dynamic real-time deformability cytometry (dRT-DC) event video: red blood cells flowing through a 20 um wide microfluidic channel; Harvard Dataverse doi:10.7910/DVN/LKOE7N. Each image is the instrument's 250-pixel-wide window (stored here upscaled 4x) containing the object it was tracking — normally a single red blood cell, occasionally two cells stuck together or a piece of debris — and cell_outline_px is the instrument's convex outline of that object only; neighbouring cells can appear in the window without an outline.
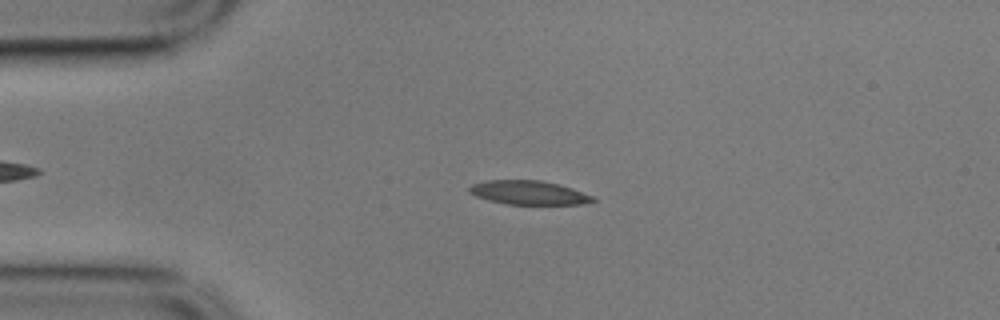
{"species": "common noctule bat (a hibernating species)", "species_latin": "Nyctalus noctula", "temperature_condition": "cold", "stored_images_in_passage": 56, "camera_frame_rate_fps": 3000, "um_per_image_px": 0.085, "animal": {"sex": "male", "body_mass_g": 17.9}, "frame": {"image": 1, "passage_image": 12, "time_ms": 3.667, "image_size_px": [1000, 320], "cell_outline_px": [[596, 200], [580, 204], [508, 204], [488, 200], [476, 196], [468, 192], [468, 188], [472, 184], [488, 180], [540, 180], [572, 188], [592, 196]], "centroid_in_image_um": [44.89, 16.37], "position_along_channel_um": 40.1, "area_um2": 16.99}}
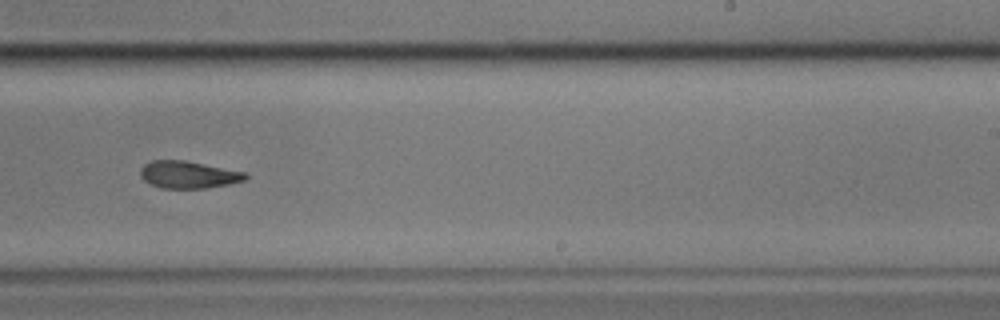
{"frame": {"image": 2, "passage_image": 34, "time_ms": 11.0, "image_size_px": [1000, 320], "cell_outline_px": [[248, 176], [244, 180], [228, 184], [208, 188], [160, 188], [144, 180], [140, 176], [140, 168], [144, 164], [152, 160], [184, 160], [248, 172]], "centroid_in_image_um": [16.02, 14.84], "position_along_channel_um": 273.0, "area_um2": 16.76}}
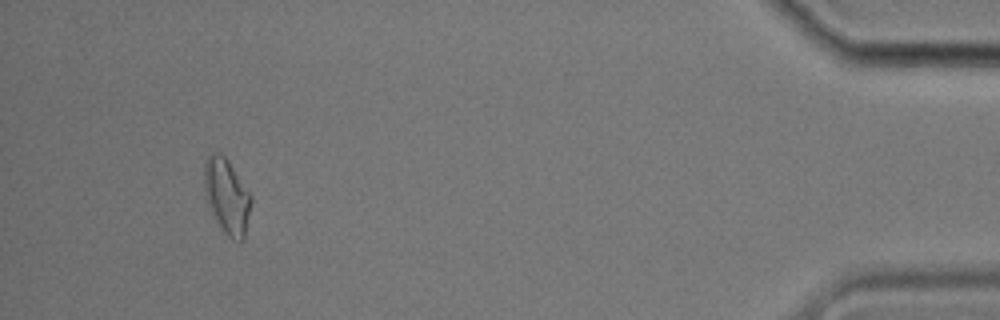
{"frame": {"image": 3, "passage_image": 52, "time_ms": 17.0, "image_size_px": [1000, 320], "cell_outline_px": [[252, 200], [244, 240], [240, 244], [232, 240], [224, 232], [216, 220], [204, 196], [204, 164], [208, 156], [212, 152], [216, 152], [224, 156], [228, 160], [252, 196]], "centroid_in_image_um": [19.29, 16.71], "position_along_channel_um": 415.9, "area_um2": 20.63}, "authors_computed_cell_mechanics": {"area_um2": 17.3978, "velocity_mm_per_s": 3.5212, "shape_relaxation_time_tau1_ms": null, "shape_relaxation_time_tau2_ms": 5.491, "deformation_change_tau1": null, "deformation_change_tau2": 0.1353}}